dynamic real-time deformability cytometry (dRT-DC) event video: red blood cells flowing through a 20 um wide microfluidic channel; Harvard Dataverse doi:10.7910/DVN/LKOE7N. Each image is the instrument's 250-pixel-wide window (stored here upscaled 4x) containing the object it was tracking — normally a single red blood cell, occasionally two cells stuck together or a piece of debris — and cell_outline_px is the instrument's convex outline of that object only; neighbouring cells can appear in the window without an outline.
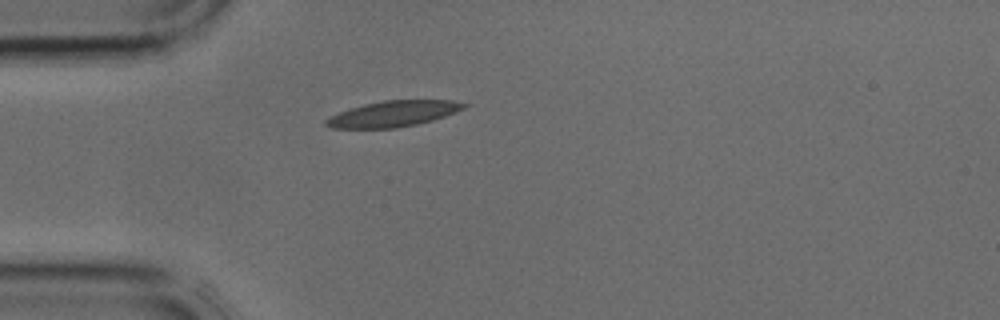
{"species": "common noctule bat (a hibernating species)", "species_latin": "Nyctalus noctula", "temperature_condition": "cold", "stored_images_in_passage": 1, "camera_frame_rate_fps": 3000, "um_per_image_px": 0.085, "animal": {"sex": "male", "body_mass_g": 17.9, "forearm_length_mm": 54.2}, "frame": {"image": 1, "passage_image": 1, "time_ms": 0.0, "image_size_px": [1000, 320], "cell_outline_px": [[472, 104], [464, 108], [444, 116], [432, 120], [416, 124], [396, 128], [332, 128], [324, 124], [324, 120], [340, 112], [364, 104], [384, 100], [452, 100]], "centroid_in_image_um": [33.45, 9.66], "position_along_channel_um": 51.5, "area_um2": 20.58}}